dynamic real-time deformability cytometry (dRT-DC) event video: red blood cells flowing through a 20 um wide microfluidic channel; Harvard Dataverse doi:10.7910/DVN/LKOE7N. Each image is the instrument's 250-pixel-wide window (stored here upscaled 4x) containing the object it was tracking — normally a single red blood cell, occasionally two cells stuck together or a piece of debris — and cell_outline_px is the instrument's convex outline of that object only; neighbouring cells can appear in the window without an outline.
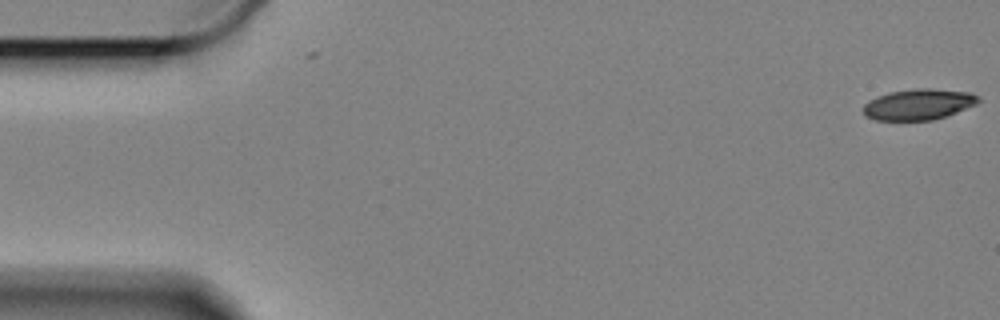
{"species": "Egyptian fruit bat (a non-hibernating species)", "species_latin": "Rousettus aegyptiacus", "temperature_condition": "cold", "stored_images_in_passage": 2, "camera_frame_rate_fps": 3000, "um_per_image_px": 0.085, "animal": {"sex": "female"}, "frame": {"image": 1, "passage_image": 2, "time_ms": 0.333, "image_size_px": [1000, 320], "cell_outline_px": [[980, 100], [976, 104], [956, 112], [932, 120], [876, 120], [864, 116], [864, 104], [868, 100], [876, 96], [888, 92], [916, 88], [928, 88], [972, 92], [980, 96]], "centroid_in_image_um": [78.07, 8.86], "position_along_channel_um": 6.9, "area_um2": 20.81}}